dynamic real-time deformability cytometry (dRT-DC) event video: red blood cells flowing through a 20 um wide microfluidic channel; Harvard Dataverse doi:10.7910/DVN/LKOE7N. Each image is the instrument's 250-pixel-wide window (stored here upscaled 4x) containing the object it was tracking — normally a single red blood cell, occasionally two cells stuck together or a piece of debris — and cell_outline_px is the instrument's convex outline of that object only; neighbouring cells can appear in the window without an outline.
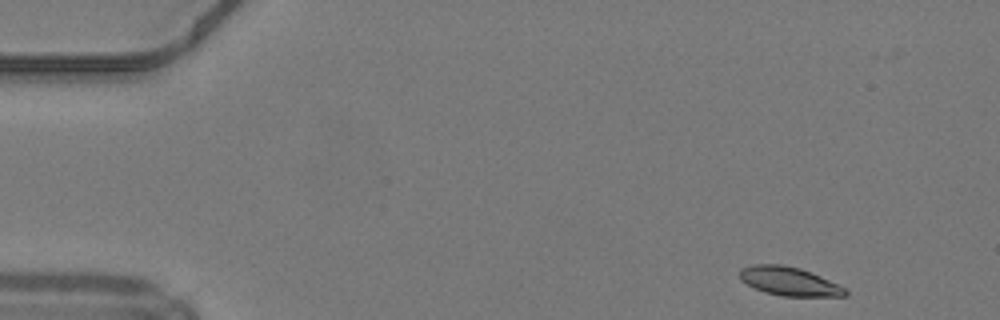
{"species": "common noctule bat (a hibernating species)", "species_latin": "Nyctalus noctula", "temperature_condition": "warm", "stored_images_in_passage": 45, "camera_frame_rate_fps": 3000, "um_per_image_px": 0.085, "animal": {"sex": "male", "body_mass_g": 19.2, "forearm_length_mm": 51.8}, "frame": {"image": 1, "passage_image": 1, "time_ms": 0.0, "image_size_px": [1000, 320], "cell_outline_px": [[848, 296], [780, 296], [764, 292], [740, 280], [740, 268], [752, 264], [780, 264], [800, 268], [820, 276], [844, 288], [848, 292]], "centroid_in_image_um": [67.05, 23.91], "position_along_channel_um": 18.0, "area_um2": 17.51}}
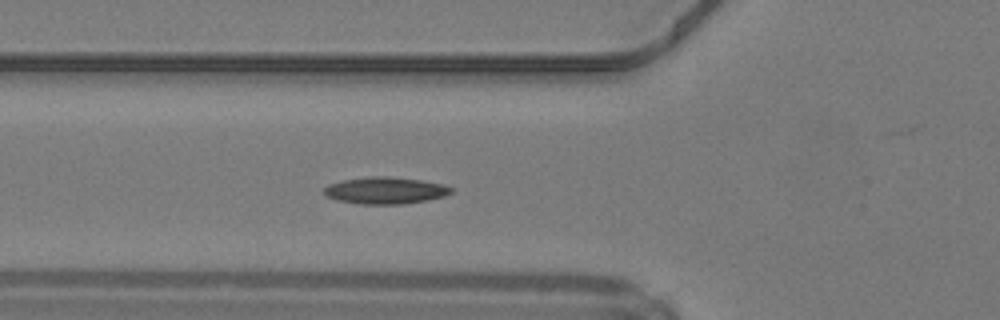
{"frame": {"image": 2, "passage_image": 14, "time_ms": 4.333, "image_size_px": [1000, 320], "cell_outline_px": [[452, 192], [444, 196], [428, 200], [404, 204], [360, 204], [336, 200], [328, 196], [324, 192], [324, 188], [328, 184], [344, 180], [372, 176], [384, 176], [420, 180], [444, 184], [452, 188]], "centroid_in_image_um": [32.76, 16.2], "position_along_channel_um": 93.0, "area_um2": 19.77}}
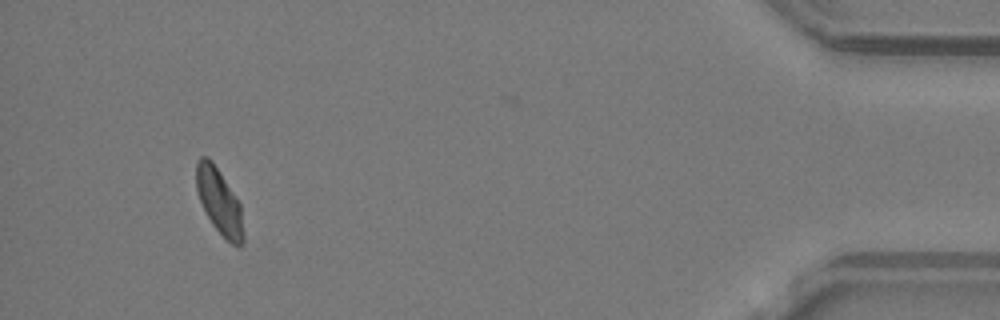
{"frame": {"image": 3, "passage_image": 42, "time_ms": 13.667, "image_size_px": [1000, 320], "cell_outline_px": [[244, 244], [240, 248], [232, 244], [212, 224], [196, 192], [196, 160], [200, 156], [208, 156], [212, 160], [240, 204], [244, 232]], "centroid_in_image_um": [18.64, 17.12], "position_along_channel_um": 416.6, "area_um2": 17.92}, "authors_computed_cell_mechanics": {"area_um2": 18.3804, "velocity_mm_per_s": 4.2244, "shape_relaxation_time_tau1_ms": 6.197, "shape_relaxation_time_tau2_ms": 3.9628, "deformation_change_tau1": 0.156, "deformation_change_tau2": 0.0839}}